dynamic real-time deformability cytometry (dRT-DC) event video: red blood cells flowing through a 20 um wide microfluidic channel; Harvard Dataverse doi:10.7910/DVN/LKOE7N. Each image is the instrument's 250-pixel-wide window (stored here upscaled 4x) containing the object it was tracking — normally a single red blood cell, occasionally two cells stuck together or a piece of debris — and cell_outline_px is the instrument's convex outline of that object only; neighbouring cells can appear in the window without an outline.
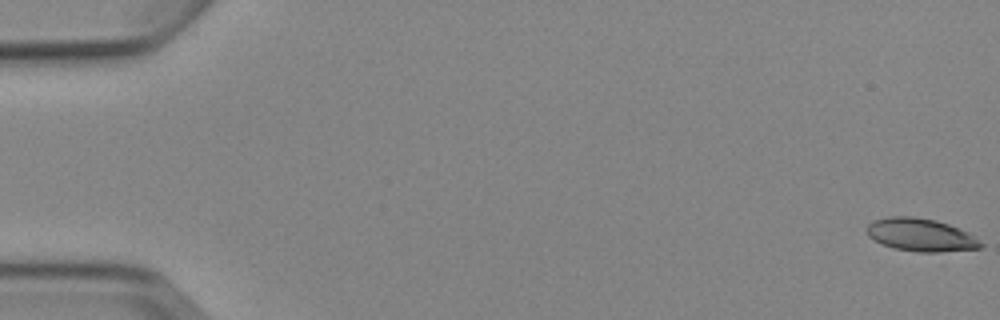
{"species": "Egyptian fruit bat (a non-hibernating species)", "species_latin": "Rousettus aegyptiacus", "temperature_condition": "cold", "stored_images_in_passage": 7, "camera_frame_rate_fps": 3000, "um_per_image_px": 0.085, "animal": {"sex": "female"}, "frame": {"image": 1, "passage_image": 1, "time_ms": 0.0, "image_size_px": [1000, 320], "cell_outline_px": [[984, 244], [980, 248], [940, 252], [916, 252], [892, 248], [880, 244], [868, 236], [864, 228], [872, 220], [888, 216], [912, 216], [936, 220], [948, 224], [968, 232]], "centroid_in_image_um": [78.2, 19.96], "position_along_channel_um": 6.8, "area_um2": 22.14}}
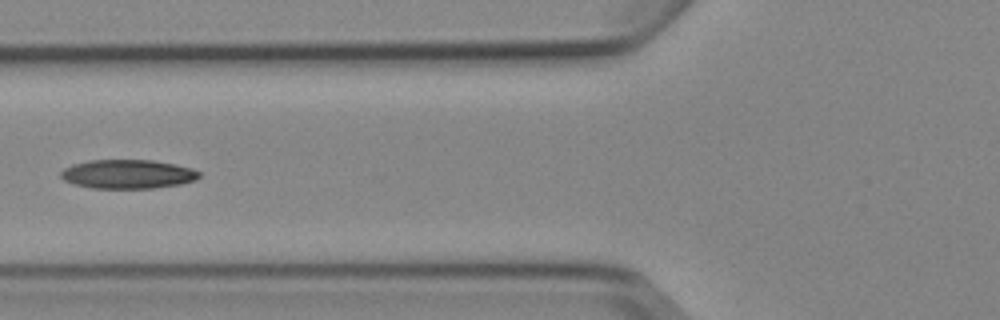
{"frame": {"image": 2, "passage_image": 7, "time_ms": 7.0, "image_size_px": [1000, 320], "cell_outline_px": [[200, 176], [196, 180], [180, 184], [152, 188], [92, 188], [76, 184], [64, 180], [60, 176], [60, 172], [64, 168], [72, 164], [88, 160], [152, 160], [192, 168], [200, 172]], "centroid_in_image_um": [10.85, 14.79], "position_along_channel_um": 115.0, "area_um2": 23.29}}